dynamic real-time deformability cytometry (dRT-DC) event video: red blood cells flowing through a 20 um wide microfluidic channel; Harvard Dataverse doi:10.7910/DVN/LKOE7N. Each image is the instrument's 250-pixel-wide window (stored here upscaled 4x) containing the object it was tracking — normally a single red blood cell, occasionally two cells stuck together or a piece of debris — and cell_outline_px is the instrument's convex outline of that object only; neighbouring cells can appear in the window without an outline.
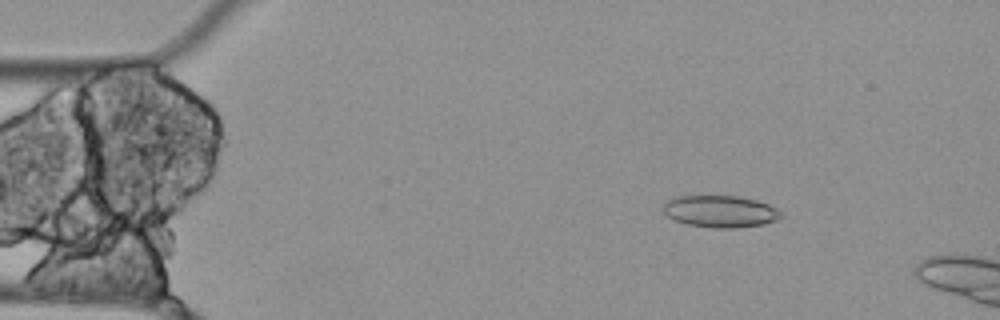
{"species": "Egyptian fruit bat (a non-hibernating species)", "species_latin": "Rousettus aegyptiacus", "temperature_condition": "cold", "stored_images_in_passage": 7, "camera_frame_rate_fps": 3000, "um_per_image_px": 0.085, "animal": {"sex": "female"}, "frame": {"image": 1, "passage_image": 2, "time_ms": 0.333, "image_size_px": [1000, 320], "cell_outline_px": [[784, 216], [776, 220], [764, 224], [732, 228], [712, 228], [688, 224], [676, 220], [668, 216], [660, 208], [668, 200], [676, 196], [736, 196], [756, 200], [768, 204], [776, 208]], "centroid_in_image_um": [61.22, 17.97], "position_along_channel_um": 23.8, "area_um2": 21.85}}
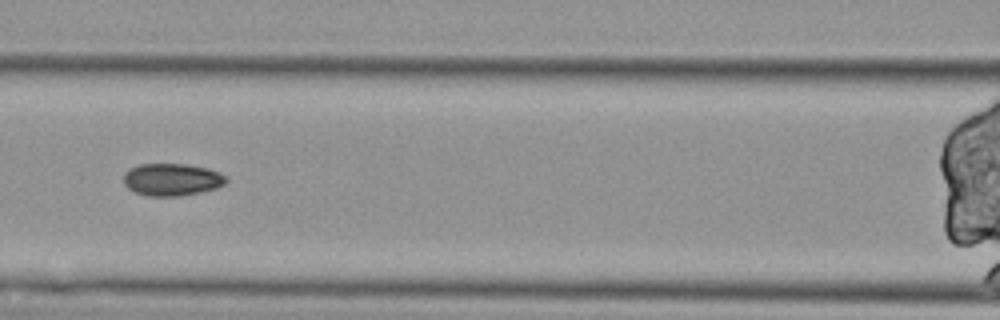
{"frame": {"image": 2, "passage_image": 6, "time_ms": 1.667, "image_size_px": [1000, 320], "cell_outline_px": [[228, 180], [224, 184], [216, 188], [200, 192], [180, 196], [148, 196], [136, 192], [128, 188], [124, 184], [124, 172], [140, 164], [184, 164], [208, 168], [220, 172]], "centroid_in_image_um": [14.62, 15.26], "position_along_channel_um": 152.0, "area_um2": 19.25}}
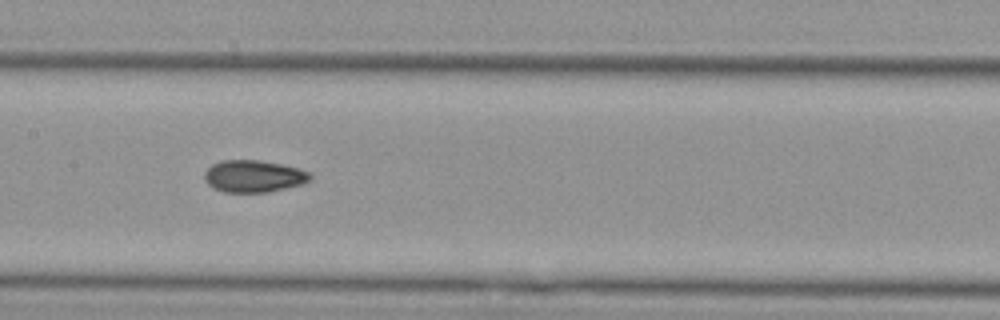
{"frame": {"image": 3, "passage_image": 7, "time_ms": 2.0, "image_size_px": [1000, 320], "cell_outline_px": [[312, 180], [304, 184], [268, 192], [224, 192], [208, 184], [204, 180], [204, 172], [212, 164], [220, 160], [260, 160], [300, 168], [308, 172], [312, 176]], "centroid_in_image_um": [21.58, 14.97], "position_along_channel_um": 185.8, "area_um2": 19.88}}